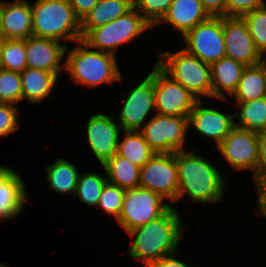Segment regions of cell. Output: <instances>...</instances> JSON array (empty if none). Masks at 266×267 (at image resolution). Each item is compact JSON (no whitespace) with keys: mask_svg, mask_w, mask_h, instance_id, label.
I'll return each mask as SVG.
<instances>
[{"mask_svg":"<svg viewBox=\"0 0 266 267\" xmlns=\"http://www.w3.org/2000/svg\"><path fill=\"white\" fill-rule=\"evenodd\" d=\"M173 205L161 216L129 231L133 240L127 254L130 259L149 267L164 256L175 253L183 238L184 223Z\"/></svg>","mask_w":266,"mask_h":267,"instance_id":"cell-1","label":"cell"},{"mask_svg":"<svg viewBox=\"0 0 266 267\" xmlns=\"http://www.w3.org/2000/svg\"><path fill=\"white\" fill-rule=\"evenodd\" d=\"M176 151L178 168L177 201L184 195L193 203L214 204L222 201L226 189L224 175L194 148Z\"/></svg>","mask_w":266,"mask_h":267,"instance_id":"cell-2","label":"cell"},{"mask_svg":"<svg viewBox=\"0 0 266 267\" xmlns=\"http://www.w3.org/2000/svg\"><path fill=\"white\" fill-rule=\"evenodd\" d=\"M65 53L64 71L78 85L94 88L123 78L117 56L92 49L82 40L75 42L71 49L67 46Z\"/></svg>","mask_w":266,"mask_h":267,"instance_id":"cell-3","label":"cell"},{"mask_svg":"<svg viewBox=\"0 0 266 267\" xmlns=\"http://www.w3.org/2000/svg\"><path fill=\"white\" fill-rule=\"evenodd\" d=\"M31 7L33 36L61 42L82 40L81 20L68 0H37Z\"/></svg>","mask_w":266,"mask_h":267,"instance_id":"cell-4","label":"cell"},{"mask_svg":"<svg viewBox=\"0 0 266 267\" xmlns=\"http://www.w3.org/2000/svg\"><path fill=\"white\" fill-rule=\"evenodd\" d=\"M156 64L174 81L180 83L198 101L211 98V66L185 49L160 52Z\"/></svg>","mask_w":266,"mask_h":267,"instance_id":"cell-5","label":"cell"},{"mask_svg":"<svg viewBox=\"0 0 266 267\" xmlns=\"http://www.w3.org/2000/svg\"><path fill=\"white\" fill-rule=\"evenodd\" d=\"M152 26L133 7L126 14L104 26L91 29L82 41L90 48L116 56L120 46L131 43Z\"/></svg>","mask_w":266,"mask_h":267,"instance_id":"cell-6","label":"cell"},{"mask_svg":"<svg viewBox=\"0 0 266 267\" xmlns=\"http://www.w3.org/2000/svg\"><path fill=\"white\" fill-rule=\"evenodd\" d=\"M172 205L149 189L141 187L126 189L122 210L117 220L118 225L128 233L161 216Z\"/></svg>","mask_w":266,"mask_h":267,"instance_id":"cell-7","label":"cell"},{"mask_svg":"<svg viewBox=\"0 0 266 267\" xmlns=\"http://www.w3.org/2000/svg\"><path fill=\"white\" fill-rule=\"evenodd\" d=\"M140 132L155 153L184 151L189 132L188 117L155 113Z\"/></svg>","mask_w":266,"mask_h":267,"instance_id":"cell-8","label":"cell"},{"mask_svg":"<svg viewBox=\"0 0 266 267\" xmlns=\"http://www.w3.org/2000/svg\"><path fill=\"white\" fill-rule=\"evenodd\" d=\"M149 75L154 79L155 113L189 117L198 102L195 96L168 76L156 63Z\"/></svg>","mask_w":266,"mask_h":267,"instance_id":"cell-9","label":"cell"},{"mask_svg":"<svg viewBox=\"0 0 266 267\" xmlns=\"http://www.w3.org/2000/svg\"><path fill=\"white\" fill-rule=\"evenodd\" d=\"M139 187L161 195L165 200L177 202L178 168L175 153H155L140 167Z\"/></svg>","mask_w":266,"mask_h":267,"instance_id":"cell-10","label":"cell"},{"mask_svg":"<svg viewBox=\"0 0 266 267\" xmlns=\"http://www.w3.org/2000/svg\"><path fill=\"white\" fill-rule=\"evenodd\" d=\"M182 37L183 49L205 63L211 65L226 56L223 17H209Z\"/></svg>","mask_w":266,"mask_h":267,"instance_id":"cell-11","label":"cell"},{"mask_svg":"<svg viewBox=\"0 0 266 267\" xmlns=\"http://www.w3.org/2000/svg\"><path fill=\"white\" fill-rule=\"evenodd\" d=\"M259 134L235 126L217 146L218 152L232 169L251 170L254 177L258 174Z\"/></svg>","mask_w":266,"mask_h":267,"instance_id":"cell-12","label":"cell"},{"mask_svg":"<svg viewBox=\"0 0 266 267\" xmlns=\"http://www.w3.org/2000/svg\"><path fill=\"white\" fill-rule=\"evenodd\" d=\"M122 102L121 110L115 116L121 131H140L152 111L155 112L154 79L148 74L126 93Z\"/></svg>","mask_w":266,"mask_h":267,"instance_id":"cell-13","label":"cell"},{"mask_svg":"<svg viewBox=\"0 0 266 267\" xmlns=\"http://www.w3.org/2000/svg\"><path fill=\"white\" fill-rule=\"evenodd\" d=\"M114 116L93 114L86 123V142L100 166L116 155L119 136L122 135Z\"/></svg>","mask_w":266,"mask_h":267,"instance_id":"cell-14","label":"cell"},{"mask_svg":"<svg viewBox=\"0 0 266 267\" xmlns=\"http://www.w3.org/2000/svg\"><path fill=\"white\" fill-rule=\"evenodd\" d=\"M223 34L226 56L245 66H254L264 60L256 48L242 17H223Z\"/></svg>","mask_w":266,"mask_h":267,"instance_id":"cell-15","label":"cell"},{"mask_svg":"<svg viewBox=\"0 0 266 267\" xmlns=\"http://www.w3.org/2000/svg\"><path fill=\"white\" fill-rule=\"evenodd\" d=\"M27 68L45 70L58 78L65 70L67 45L52 38L30 36L25 39ZM60 73V74H59Z\"/></svg>","mask_w":266,"mask_h":267,"instance_id":"cell-16","label":"cell"},{"mask_svg":"<svg viewBox=\"0 0 266 267\" xmlns=\"http://www.w3.org/2000/svg\"><path fill=\"white\" fill-rule=\"evenodd\" d=\"M203 101H198L188 117V126L192 127L204 138L214 141L218 146L235 127L234 113H224L217 108L203 107Z\"/></svg>","mask_w":266,"mask_h":267,"instance_id":"cell-17","label":"cell"},{"mask_svg":"<svg viewBox=\"0 0 266 267\" xmlns=\"http://www.w3.org/2000/svg\"><path fill=\"white\" fill-rule=\"evenodd\" d=\"M21 175L7 166L0 165V222L17 218L28 202V191Z\"/></svg>","mask_w":266,"mask_h":267,"instance_id":"cell-18","label":"cell"},{"mask_svg":"<svg viewBox=\"0 0 266 267\" xmlns=\"http://www.w3.org/2000/svg\"><path fill=\"white\" fill-rule=\"evenodd\" d=\"M32 7L28 0L0 2V32L4 39L33 36Z\"/></svg>","mask_w":266,"mask_h":267,"instance_id":"cell-19","label":"cell"},{"mask_svg":"<svg viewBox=\"0 0 266 267\" xmlns=\"http://www.w3.org/2000/svg\"><path fill=\"white\" fill-rule=\"evenodd\" d=\"M210 66L211 99L228 101L236 91L246 66L227 56L212 63Z\"/></svg>","mask_w":266,"mask_h":267,"instance_id":"cell-20","label":"cell"},{"mask_svg":"<svg viewBox=\"0 0 266 267\" xmlns=\"http://www.w3.org/2000/svg\"><path fill=\"white\" fill-rule=\"evenodd\" d=\"M209 17L200 0H172L168 12L158 24L168 23L184 36Z\"/></svg>","mask_w":266,"mask_h":267,"instance_id":"cell-21","label":"cell"},{"mask_svg":"<svg viewBox=\"0 0 266 267\" xmlns=\"http://www.w3.org/2000/svg\"><path fill=\"white\" fill-rule=\"evenodd\" d=\"M20 76L23 101L26 100L32 104H40L44 99H48L59 81L54 73L39 69L26 68Z\"/></svg>","mask_w":266,"mask_h":267,"instance_id":"cell-22","label":"cell"},{"mask_svg":"<svg viewBox=\"0 0 266 267\" xmlns=\"http://www.w3.org/2000/svg\"><path fill=\"white\" fill-rule=\"evenodd\" d=\"M133 8V0H99L95 7L82 19V38L94 28L106 25Z\"/></svg>","mask_w":266,"mask_h":267,"instance_id":"cell-23","label":"cell"},{"mask_svg":"<svg viewBox=\"0 0 266 267\" xmlns=\"http://www.w3.org/2000/svg\"><path fill=\"white\" fill-rule=\"evenodd\" d=\"M266 96V64L261 62L254 66H246L236 91L230 98L234 102H247Z\"/></svg>","mask_w":266,"mask_h":267,"instance_id":"cell-24","label":"cell"},{"mask_svg":"<svg viewBox=\"0 0 266 267\" xmlns=\"http://www.w3.org/2000/svg\"><path fill=\"white\" fill-rule=\"evenodd\" d=\"M47 182L49 188L56 193H70L74 197L79 170L76 164L69 162L64 158H58L54 163L45 166Z\"/></svg>","mask_w":266,"mask_h":267,"instance_id":"cell-25","label":"cell"},{"mask_svg":"<svg viewBox=\"0 0 266 267\" xmlns=\"http://www.w3.org/2000/svg\"><path fill=\"white\" fill-rule=\"evenodd\" d=\"M236 111L234 113L235 126L266 133V96L253 101L235 102Z\"/></svg>","mask_w":266,"mask_h":267,"instance_id":"cell-26","label":"cell"},{"mask_svg":"<svg viewBox=\"0 0 266 267\" xmlns=\"http://www.w3.org/2000/svg\"><path fill=\"white\" fill-rule=\"evenodd\" d=\"M101 167L105 170L108 182L125 190L139 187L140 167L129 159L116 154Z\"/></svg>","mask_w":266,"mask_h":267,"instance_id":"cell-27","label":"cell"},{"mask_svg":"<svg viewBox=\"0 0 266 267\" xmlns=\"http://www.w3.org/2000/svg\"><path fill=\"white\" fill-rule=\"evenodd\" d=\"M121 133L125 136L123 138L119 136L117 155L129 159L131 163L139 167L155 155L140 131H121Z\"/></svg>","mask_w":266,"mask_h":267,"instance_id":"cell-28","label":"cell"},{"mask_svg":"<svg viewBox=\"0 0 266 267\" xmlns=\"http://www.w3.org/2000/svg\"><path fill=\"white\" fill-rule=\"evenodd\" d=\"M107 178L102 173L85 172L79 174L75 198L89 207H97L102 189Z\"/></svg>","mask_w":266,"mask_h":267,"instance_id":"cell-29","label":"cell"},{"mask_svg":"<svg viewBox=\"0 0 266 267\" xmlns=\"http://www.w3.org/2000/svg\"><path fill=\"white\" fill-rule=\"evenodd\" d=\"M25 39H4L1 68L21 73L26 65Z\"/></svg>","mask_w":266,"mask_h":267,"instance_id":"cell-30","label":"cell"},{"mask_svg":"<svg viewBox=\"0 0 266 267\" xmlns=\"http://www.w3.org/2000/svg\"><path fill=\"white\" fill-rule=\"evenodd\" d=\"M124 197L125 189L107 181L96 208L103 210L106 215L115 218L114 221H117L122 210Z\"/></svg>","mask_w":266,"mask_h":267,"instance_id":"cell-31","label":"cell"},{"mask_svg":"<svg viewBox=\"0 0 266 267\" xmlns=\"http://www.w3.org/2000/svg\"><path fill=\"white\" fill-rule=\"evenodd\" d=\"M22 101L20 73L0 68V103L16 105Z\"/></svg>","mask_w":266,"mask_h":267,"instance_id":"cell-32","label":"cell"},{"mask_svg":"<svg viewBox=\"0 0 266 267\" xmlns=\"http://www.w3.org/2000/svg\"><path fill=\"white\" fill-rule=\"evenodd\" d=\"M256 48L266 56V5L242 16Z\"/></svg>","mask_w":266,"mask_h":267,"instance_id":"cell-33","label":"cell"},{"mask_svg":"<svg viewBox=\"0 0 266 267\" xmlns=\"http://www.w3.org/2000/svg\"><path fill=\"white\" fill-rule=\"evenodd\" d=\"M172 0H133V7L155 28L169 10Z\"/></svg>","mask_w":266,"mask_h":267,"instance_id":"cell-34","label":"cell"},{"mask_svg":"<svg viewBox=\"0 0 266 267\" xmlns=\"http://www.w3.org/2000/svg\"><path fill=\"white\" fill-rule=\"evenodd\" d=\"M17 105L0 103V137L5 138L20 128Z\"/></svg>","mask_w":266,"mask_h":267,"instance_id":"cell-35","label":"cell"},{"mask_svg":"<svg viewBox=\"0 0 266 267\" xmlns=\"http://www.w3.org/2000/svg\"><path fill=\"white\" fill-rule=\"evenodd\" d=\"M265 5L266 0H226V16L242 17Z\"/></svg>","mask_w":266,"mask_h":267,"instance_id":"cell-36","label":"cell"},{"mask_svg":"<svg viewBox=\"0 0 266 267\" xmlns=\"http://www.w3.org/2000/svg\"><path fill=\"white\" fill-rule=\"evenodd\" d=\"M253 178L254 187L257 190L255 214L266 219V174H256Z\"/></svg>","mask_w":266,"mask_h":267,"instance_id":"cell-37","label":"cell"},{"mask_svg":"<svg viewBox=\"0 0 266 267\" xmlns=\"http://www.w3.org/2000/svg\"><path fill=\"white\" fill-rule=\"evenodd\" d=\"M210 17L226 16V0H200Z\"/></svg>","mask_w":266,"mask_h":267,"instance_id":"cell-38","label":"cell"},{"mask_svg":"<svg viewBox=\"0 0 266 267\" xmlns=\"http://www.w3.org/2000/svg\"><path fill=\"white\" fill-rule=\"evenodd\" d=\"M76 16L82 19L95 7L99 0H68Z\"/></svg>","mask_w":266,"mask_h":267,"instance_id":"cell-39","label":"cell"},{"mask_svg":"<svg viewBox=\"0 0 266 267\" xmlns=\"http://www.w3.org/2000/svg\"><path fill=\"white\" fill-rule=\"evenodd\" d=\"M149 267H191L184 261L177 259L176 252L164 256L159 261L152 263Z\"/></svg>","mask_w":266,"mask_h":267,"instance_id":"cell-40","label":"cell"},{"mask_svg":"<svg viewBox=\"0 0 266 267\" xmlns=\"http://www.w3.org/2000/svg\"><path fill=\"white\" fill-rule=\"evenodd\" d=\"M258 174H266V133L259 134Z\"/></svg>","mask_w":266,"mask_h":267,"instance_id":"cell-41","label":"cell"},{"mask_svg":"<svg viewBox=\"0 0 266 267\" xmlns=\"http://www.w3.org/2000/svg\"><path fill=\"white\" fill-rule=\"evenodd\" d=\"M3 49H4V38L0 37V68H1Z\"/></svg>","mask_w":266,"mask_h":267,"instance_id":"cell-42","label":"cell"},{"mask_svg":"<svg viewBox=\"0 0 266 267\" xmlns=\"http://www.w3.org/2000/svg\"><path fill=\"white\" fill-rule=\"evenodd\" d=\"M0 267H9L7 264L0 263Z\"/></svg>","mask_w":266,"mask_h":267,"instance_id":"cell-43","label":"cell"},{"mask_svg":"<svg viewBox=\"0 0 266 267\" xmlns=\"http://www.w3.org/2000/svg\"><path fill=\"white\" fill-rule=\"evenodd\" d=\"M263 61H264V63L266 64V56H264V60H263Z\"/></svg>","mask_w":266,"mask_h":267,"instance_id":"cell-44","label":"cell"}]
</instances>
